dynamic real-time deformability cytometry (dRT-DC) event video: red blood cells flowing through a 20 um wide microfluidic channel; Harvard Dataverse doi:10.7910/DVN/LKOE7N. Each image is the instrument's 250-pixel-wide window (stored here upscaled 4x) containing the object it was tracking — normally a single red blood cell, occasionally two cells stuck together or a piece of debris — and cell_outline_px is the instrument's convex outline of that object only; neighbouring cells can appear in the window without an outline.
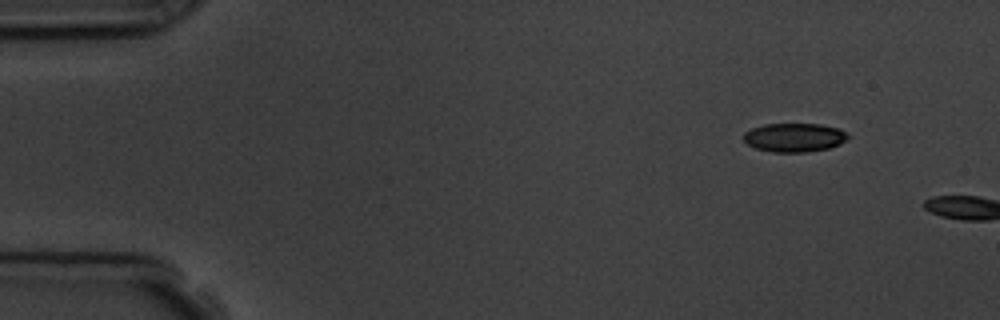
{"species": "common noctule bat (a hibernating species)", "species_latin": "Nyctalus noctula", "temperature_condition": "room temperature", "stored_images_in_passage": 2, "camera_frame_rate_fps": 3000, "um_per_image_px": 0.085, "animal": {"sex": "male", "body_mass_g": 19.5, "forearm_length_mm": 54.6}, "frame": {"image": 1, "passage_image": 1, "time_ms": 0.0, "image_size_px": [1000, 320], "cell_outline_px": [[848, 136], [840, 144], [828, 148], [808, 152], [772, 152], [756, 148], [748, 144], [744, 140], [744, 132], [752, 128], [764, 124], [820, 124], [840, 128]], "centroid_in_image_um": [67.5, 11.68], "position_along_channel_um": 17.5, "area_um2": 17.4}}